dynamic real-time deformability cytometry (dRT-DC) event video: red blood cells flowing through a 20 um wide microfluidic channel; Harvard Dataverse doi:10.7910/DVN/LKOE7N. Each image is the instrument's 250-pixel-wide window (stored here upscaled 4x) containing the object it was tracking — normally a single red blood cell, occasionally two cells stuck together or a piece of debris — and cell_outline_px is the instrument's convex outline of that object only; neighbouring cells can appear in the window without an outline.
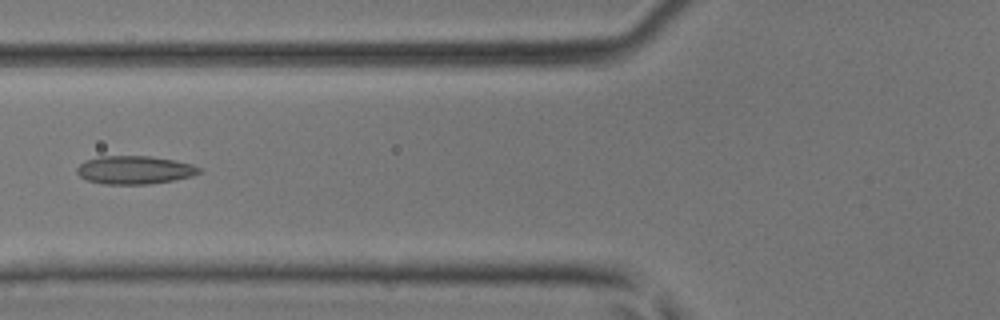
{"species": "common noctule bat (a hibernating species)", "species_latin": "Nyctalus noctula", "temperature_condition": "room temperature", "stored_images_in_passage": 47, "camera_frame_rate_fps": 3000, "um_per_image_px": 0.085, "animal": {"sex": "male", "body_mass_g": 17.9, "forearm_length_mm": 54.2}, "frame": {"image": 1, "passage_image": 19, "time_ms": 6.0, "image_size_px": [1000, 320], "cell_outline_px": [[204, 172], [192, 176], [172, 180], [148, 184], [104, 184], [88, 180], [80, 176], [76, 172], [76, 168], [84, 160], [100, 156], [148, 156], [176, 160], [192, 164], [200, 168]], "centroid_in_image_um": [11.45, 14.44], "position_along_channel_um": 114.4, "area_um2": 20.17}}
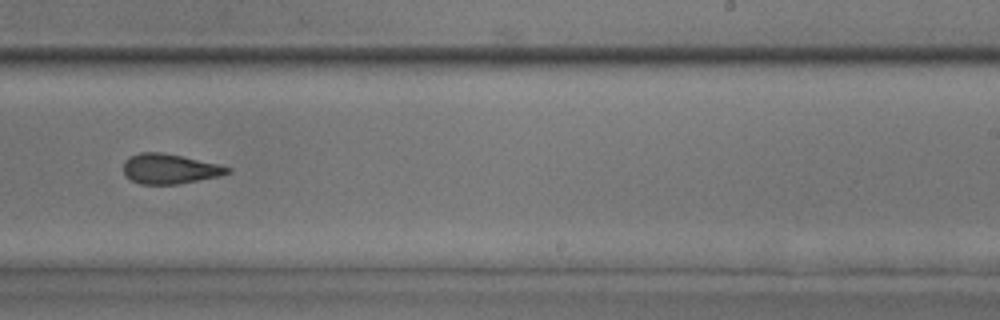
{"frame": {"image": 2, "passage_image": 30, "time_ms": 9.667, "image_size_px": [1000, 320], "cell_outline_px": [[232, 172], [220, 176], [176, 184], [140, 184], [124, 176], [124, 160], [128, 156], [140, 152], [164, 152], [184, 156], [220, 164], [232, 168]], "centroid_in_image_um": [14.43, 14.33], "position_along_channel_um": 274.6, "area_um2": 18.44}}
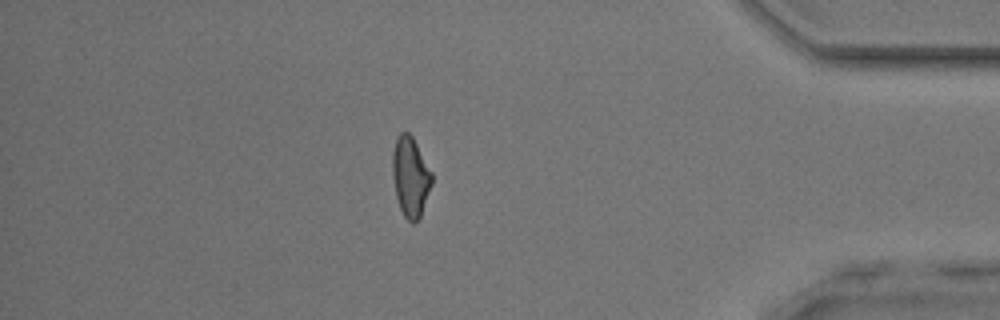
{"frame": {"image": 3, "passage_image": 41, "time_ms": 13.333, "image_size_px": [1000, 320], "cell_outline_px": [[432, 184], [420, 216], [412, 224], [404, 216], [400, 208], [396, 196], [392, 176], [392, 152], [396, 140], [400, 132], [408, 132], [412, 136], [432, 172]], "centroid_in_image_um": [34.88, 15.01], "position_along_channel_um": 400.3, "area_um2": 18.21}}